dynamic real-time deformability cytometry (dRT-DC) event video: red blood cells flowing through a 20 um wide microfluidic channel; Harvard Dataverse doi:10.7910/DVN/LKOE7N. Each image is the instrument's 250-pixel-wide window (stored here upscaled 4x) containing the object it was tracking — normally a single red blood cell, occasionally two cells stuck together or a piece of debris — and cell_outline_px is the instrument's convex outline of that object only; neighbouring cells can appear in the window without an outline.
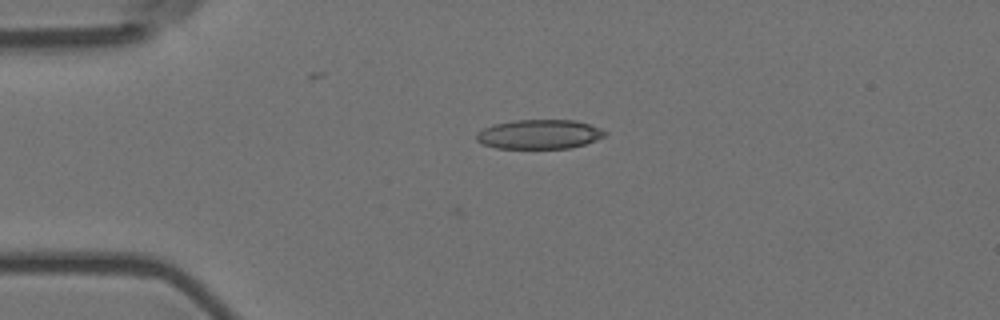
{"species": "Egyptian fruit bat (a non-hibernating species)", "species_latin": "Rousettus aegyptiacus", "temperature_condition": "room temperature", "stored_images_in_passage": 44, "camera_frame_rate_fps": 3000, "um_per_image_px": 0.085, "animal": {"sex": "female"}, "frame": {"image": 1, "passage_image": 1, "time_ms": 0.0, "image_size_px": [1000, 320], "cell_outline_px": [[608, 136], [584, 144], [568, 148], [496, 148], [484, 144], [476, 140], [476, 132], [492, 124], [512, 120], [576, 120], [600, 128], [608, 132]], "centroid_in_image_um": [45.85, 11.4], "position_along_channel_um": 39.2, "area_um2": 22.08}}
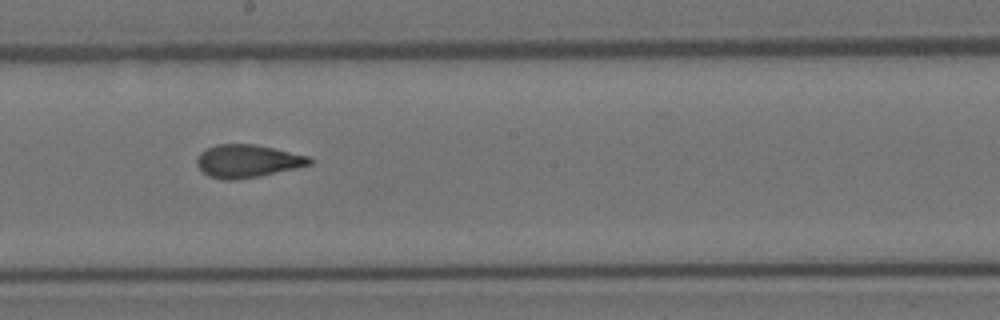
{"frame": {"image": 2, "passage_image": 19, "time_ms": 6.0, "image_size_px": [1000, 320], "cell_outline_px": [[312, 164], [296, 168], [236, 180], [220, 180], [208, 176], [196, 164], [196, 160], [200, 152], [216, 144], [252, 144], [272, 148], [308, 156], [312, 160]], "centroid_in_image_um": [20.99, 13.69], "position_along_channel_um": 227.2, "area_um2": 21.33}}
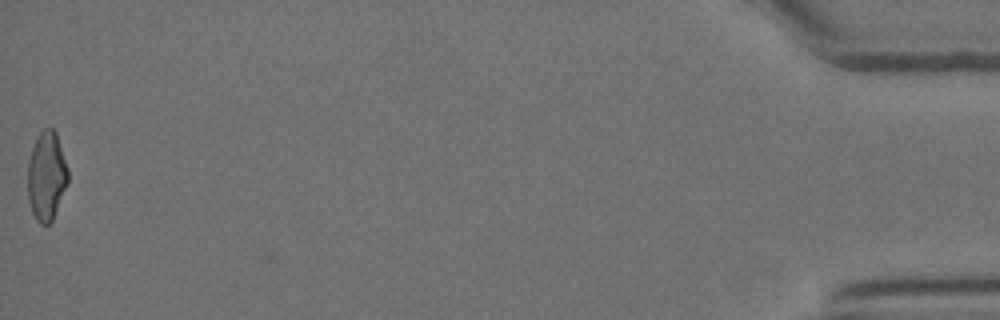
{"frame": {"image": 3, "passage_image": 44, "time_ms": 14.333, "image_size_px": [1000, 320], "cell_outline_px": [[68, 184], [52, 220], [48, 224], [40, 224], [36, 220], [32, 212], [28, 200], [28, 160], [32, 148], [40, 132], [44, 128], [52, 128], [56, 132], [68, 168]], "centroid_in_image_um": [3.96, 14.97], "position_along_channel_um": 431.2, "area_um2": 20.87}, "authors_computed_cell_mechanics": {"area_um2": 21.7328, "velocity_mm_per_s": 3.6304, "shape_relaxation_time_tau1_ms": 9.2409, "shape_relaxation_time_tau2_ms": 1.8872, "deformation_change_tau1": 0.2186, "deformation_change_tau2": 0.0797}}